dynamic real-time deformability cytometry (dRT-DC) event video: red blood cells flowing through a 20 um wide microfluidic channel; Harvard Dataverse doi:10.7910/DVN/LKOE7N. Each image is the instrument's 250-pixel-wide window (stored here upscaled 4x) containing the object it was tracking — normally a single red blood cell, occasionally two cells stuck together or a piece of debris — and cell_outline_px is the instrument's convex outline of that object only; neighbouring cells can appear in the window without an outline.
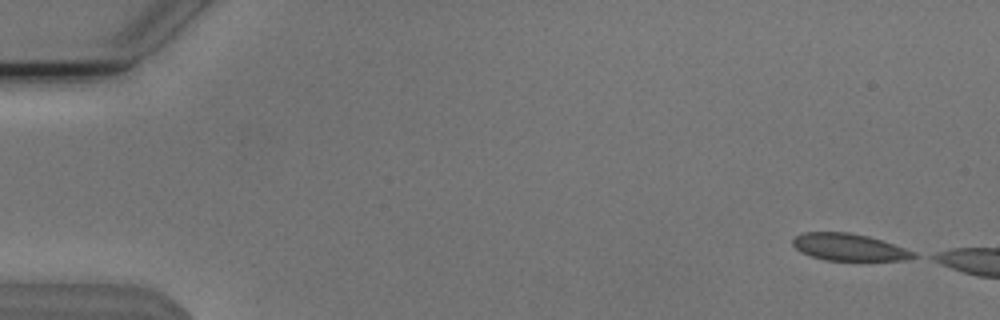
{"species": "Egyptian fruit bat (a non-hibernating species)", "species_latin": "Rousettus aegyptiacus", "temperature_condition": "cold", "stored_images_in_passage": 6, "camera_frame_rate_fps": 3000, "um_per_image_px": 0.085, "animal": {"sex": "male"}, "frame": {"image": 1, "passage_image": 2, "time_ms": 0.333, "image_size_px": [1000, 320], "cell_outline_px": [[916, 256], [904, 260], [824, 260], [800, 252], [792, 244], [792, 240], [796, 236], [804, 232], [848, 232], [868, 236], [916, 252]], "centroid_in_image_um": [72.12, 21.01], "position_along_channel_um": 12.9, "area_um2": 18.79}}